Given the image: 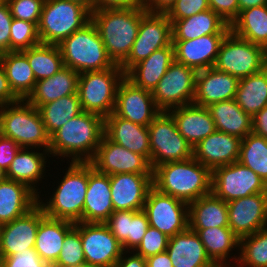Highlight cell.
<instances>
[{"label": "cell", "mask_w": 267, "mask_h": 267, "mask_svg": "<svg viewBox=\"0 0 267 267\" xmlns=\"http://www.w3.org/2000/svg\"><path fill=\"white\" fill-rule=\"evenodd\" d=\"M144 7L96 8L91 21L96 26L109 58L121 65L129 56L138 35Z\"/></svg>", "instance_id": "obj_1"}, {"label": "cell", "mask_w": 267, "mask_h": 267, "mask_svg": "<svg viewBox=\"0 0 267 267\" xmlns=\"http://www.w3.org/2000/svg\"><path fill=\"white\" fill-rule=\"evenodd\" d=\"M153 187L190 203L212 193V171L193 157L160 164L153 169Z\"/></svg>", "instance_id": "obj_2"}, {"label": "cell", "mask_w": 267, "mask_h": 267, "mask_svg": "<svg viewBox=\"0 0 267 267\" xmlns=\"http://www.w3.org/2000/svg\"><path fill=\"white\" fill-rule=\"evenodd\" d=\"M104 134V118L83 111L50 137L49 153L60 157L71 156V162H90Z\"/></svg>", "instance_id": "obj_3"}, {"label": "cell", "mask_w": 267, "mask_h": 267, "mask_svg": "<svg viewBox=\"0 0 267 267\" xmlns=\"http://www.w3.org/2000/svg\"><path fill=\"white\" fill-rule=\"evenodd\" d=\"M0 133L21 148L37 150L44 147V152L49 151L50 136L41 114L26 99L0 106Z\"/></svg>", "instance_id": "obj_4"}, {"label": "cell", "mask_w": 267, "mask_h": 267, "mask_svg": "<svg viewBox=\"0 0 267 267\" xmlns=\"http://www.w3.org/2000/svg\"><path fill=\"white\" fill-rule=\"evenodd\" d=\"M61 180L49 202L38 200V204L47 217L73 223L83 222V207L88 186V162H70Z\"/></svg>", "instance_id": "obj_5"}, {"label": "cell", "mask_w": 267, "mask_h": 267, "mask_svg": "<svg viewBox=\"0 0 267 267\" xmlns=\"http://www.w3.org/2000/svg\"><path fill=\"white\" fill-rule=\"evenodd\" d=\"M64 66L79 74L113 68L96 26L90 21L82 29L73 32L59 45Z\"/></svg>", "instance_id": "obj_6"}, {"label": "cell", "mask_w": 267, "mask_h": 267, "mask_svg": "<svg viewBox=\"0 0 267 267\" xmlns=\"http://www.w3.org/2000/svg\"><path fill=\"white\" fill-rule=\"evenodd\" d=\"M91 21V12L70 0H45L38 36L42 44L59 45Z\"/></svg>", "instance_id": "obj_7"}, {"label": "cell", "mask_w": 267, "mask_h": 267, "mask_svg": "<svg viewBox=\"0 0 267 267\" xmlns=\"http://www.w3.org/2000/svg\"><path fill=\"white\" fill-rule=\"evenodd\" d=\"M124 77L125 73L120 65L81 73L78 80V95L82 110L97 114L104 119L112 114L117 89Z\"/></svg>", "instance_id": "obj_8"}, {"label": "cell", "mask_w": 267, "mask_h": 267, "mask_svg": "<svg viewBox=\"0 0 267 267\" xmlns=\"http://www.w3.org/2000/svg\"><path fill=\"white\" fill-rule=\"evenodd\" d=\"M213 67L240 79L260 72L267 67V62L262 46L230 31L220 45Z\"/></svg>", "instance_id": "obj_9"}, {"label": "cell", "mask_w": 267, "mask_h": 267, "mask_svg": "<svg viewBox=\"0 0 267 267\" xmlns=\"http://www.w3.org/2000/svg\"><path fill=\"white\" fill-rule=\"evenodd\" d=\"M152 169L168 162L183 161L193 157L192 146L179 133L172 116L160 112L148 126Z\"/></svg>", "instance_id": "obj_10"}, {"label": "cell", "mask_w": 267, "mask_h": 267, "mask_svg": "<svg viewBox=\"0 0 267 267\" xmlns=\"http://www.w3.org/2000/svg\"><path fill=\"white\" fill-rule=\"evenodd\" d=\"M172 43V23L166 13L146 12L141 20L138 35L128 58L120 65L126 74L134 65L149 57L154 51Z\"/></svg>", "instance_id": "obj_11"}, {"label": "cell", "mask_w": 267, "mask_h": 267, "mask_svg": "<svg viewBox=\"0 0 267 267\" xmlns=\"http://www.w3.org/2000/svg\"><path fill=\"white\" fill-rule=\"evenodd\" d=\"M262 192H267L265 181L239 161L212 171V193L227 203Z\"/></svg>", "instance_id": "obj_12"}, {"label": "cell", "mask_w": 267, "mask_h": 267, "mask_svg": "<svg viewBox=\"0 0 267 267\" xmlns=\"http://www.w3.org/2000/svg\"><path fill=\"white\" fill-rule=\"evenodd\" d=\"M196 73L194 68L174 61L152 92L161 111L192 104L195 97Z\"/></svg>", "instance_id": "obj_13"}, {"label": "cell", "mask_w": 267, "mask_h": 267, "mask_svg": "<svg viewBox=\"0 0 267 267\" xmlns=\"http://www.w3.org/2000/svg\"><path fill=\"white\" fill-rule=\"evenodd\" d=\"M143 211L149 226L172 237L188 228V203L163 194L152 187L146 197Z\"/></svg>", "instance_id": "obj_14"}, {"label": "cell", "mask_w": 267, "mask_h": 267, "mask_svg": "<svg viewBox=\"0 0 267 267\" xmlns=\"http://www.w3.org/2000/svg\"><path fill=\"white\" fill-rule=\"evenodd\" d=\"M90 163L98 172L109 176L120 173L153 174L150 162L144 156L111 141L105 134Z\"/></svg>", "instance_id": "obj_15"}, {"label": "cell", "mask_w": 267, "mask_h": 267, "mask_svg": "<svg viewBox=\"0 0 267 267\" xmlns=\"http://www.w3.org/2000/svg\"><path fill=\"white\" fill-rule=\"evenodd\" d=\"M80 235L88 264L113 267L124 252L122 244L104 223L80 222Z\"/></svg>", "instance_id": "obj_16"}, {"label": "cell", "mask_w": 267, "mask_h": 267, "mask_svg": "<svg viewBox=\"0 0 267 267\" xmlns=\"http://www.w3.org/2000/svg\"><path fill=\"white\" fill-rule=\"evenodd\" d=\"M160 112L152 92L135 86L124 77L117 89L113 111L116 116L148 127Z\"/></svg>", "instance_id": "obj_17"}, {"label": "cell", "mask_w": 267, "mask_h": 267, "mask_svg": "<svg viewBox=\"0 0 267 267\" xmlns=\"http://www.w3.org/2000/svg\"><path fill=\"white\" fill-rule=\"evenodd\" d=\"M229 228L241 239L267 227V192L227 203Z\"/></svg>", "instance_id": "obj_18"}, {"label": "cell", "mask_w": 267, "mask_h": 267, "mask_svg": "<svg viewBox=\"0 0 267 267\" xmlns=\"http://www.w3.org/2000/svg\"><path fill=\"white\" fill-rule=\"evenodd\" d=\"M45 216L42 207L37 204L23 216L0 225V255L8 257L34 249L39 223Z\"/></svg>", "instance_id": "obj_19"}, {"label": "cell", "mask_w": 267, "mask_h": 267, "mask_svg": "<svg viewBox=\"0 0 267 267\" xmlns=\"http://www.w3.org/2000/svg\"><path fill=\"white\" fill-rule=\"evenodd\" d=\"M153 187V174L120 173L110 175L111 200L114 211H141Z\"/></svg>", "instance_id": "obj_20"}, {"label": "cell", "mask_w": 267, "mask_h": 267, "mask_svg": "<svg viewBox=\"0 0 267 267\" xmlns=\"http://www.w3.org/2000/svg\"><path fill=\"white\" fill-rule=\"evenodd\" d=\"M239 78L214 67L196 73L193 104L208 107L221 101L235 99Z\"/></svg>", "instance_id": "obj_21"}, {"label": "cell", "mask_w": 267, "mask_h": 267, "mask_svg": "<svg viewBox=\"0 0 267 267\" xmlns=\"http://www.w3.org/2000/svg\"><path fill=\"white\" fill-rule=\"evenodd\" d=\"M241 140L216 130L193 148V158L213 171L215 168L238 161Z\"/></svg>", "instance_id": "obj_22"}, {"label": "cell", "mask_w": 267, "mask_h": 267, "mask_svg": "<svg viewBox=\"0 0 267 267\" xmlns=\"http://www.w3.org/2000/svg\"><path fill=\"white\" fill-rule=\"evenodd\" d=\"M226 35L212 34L191 40H172L175 61L196 71L213 67Z\"/></svg>", "instance_id": "obj_23"}, {"label": "cell", "mask_w": 267, "mask_h": 267, "mask_svg": "<svg viewBox=\"0 0 267 267\" xmlns=\"http://www.w3.org/2000/svg\"><path fill=\"white\" fill-rule=\"evenodd\" d=\"M113 212L110 176L98 172L88 162V186L83 207V222L105 223Z\"/></svg>", "instance_id": "obj_24"}, {"label": "cell", "mask_w": 267, "mask_h": 267, "mask_svg": "<svg viewBox=\"0 0 267 267\" xmlns=\"http://www.w3.org/2000/svg\"><path fill=\"white\" fill-rule=\"evenodd\" d=\"M167 112L174 119L179 133L192 148L216 131L215 123L207 107L192 103L172 108Z\"/></svg>", "instance_id": "obj_25"}, {"label": "cell", "mask_w": 267, "mask_h": 267, "mask_svg": "<svg viewBox=\"0 0 267 267\" xmlns=\"http://www.w3.org/2000/svg\"><path fill=\"white\" fill-rule=\"evenodd\" d=\"M105 135L113 142L151 160L150 136L147 126L133 123L114 113L104 119Z\"/></svg>", "instance_id": "obj_26"}, {"label": "cell", "mask_w": 267, "mask_h": 267, "mask_svg": "<svg viewBox=\"0 0 267 267\" xmlns=\"http://www.w3.org/2000/svg\"><path fill=\"white\" fill-rule=\"evenodd\" d=\"M166 251L173 267H218L207 255L198 234L190 228L170 237Z\"/></svg>", "instance_id": "obj_27"}, {"label": "cell", "mask_w": 267, "mask_h": 267, "mask_svg": "<svg viewBox=\"0 0 267 267\" xmlns=\"http://www.w3.org/2000/svg\"><path fill=\"white\" fill-rule=\"evenodd\" d=\"M174 61V46L171 43L167 47L154 51L149 57L134 65L125 74V77L135 86L153 92Z\"/></svg>", "instance_id": "obj_28"}, {"label": "cell", "mask_w": 267, "mask_h": 267, "mask_svg": "<svg viewBox=\"0 0 267 267\" xmlns=\"http://www.w3.org/2000/svg\"><path fill=\"white\" fill-rule=\"evenodd\" d=\"M39 196L23 183L0 181V225L21 217L38 204Z\"/></svg>", "instance_id": "obj_29"}, {"label": "cell", "mask_w": 267, "mask_h": 267, "mask_svg": "<svg viewBox=\"0 0 267 267\" xmlns=\"http://www.w3.org/2000/svg\"><path fill=\"white\" fill-rule=\"evenodd\" d=\"M115 238L122 244L124 251H134L141 243L149 227L146 213L141 211H114L104 223Z\"/></svg>", "instance_id": "obj_30"}, {"label": "cell", "mask_w": 267, "mask_h": 267, "mask_svg": "<svg viewBox=\"0 0 267 267\" xmlns=\"http://www.w3.org/2000/svg\"><path fill=\"white\" fill-rule=\"evenodd\" d=\"M79 75L75 70L64 66L53 76L37 81L26 100L39 108L61 97L73 95L78 92Z\"/></svg>", "instance_id": "obj_31"}, {"label": "cell", "mask_w": 267, "mask_h": 267, "mask_svg": "<svg viewBox=\"0 0 267 267\" xmlns=\"http://www.w3.org/2000/svg\"><path fill=\"white\" fill-rule=\"evenodd\" d=\"M229 32L230 25L211 9L172 23V40H191L205 35Z\"/></svg>", "instance_id": "obj_32"}, {"label": "cell", "mask_w": 267, "mask_h": 267, "mask_svg": "<svg viewBox=\"0 0 267 267\" xmlns=\"http://www.w3.org/2000/svg\"><path fill=\"white\" fill-rule=\"evenodd\" d=\"M75 223L45 216L39 223L34 249L49 266H52L62 250L66 234Z\"/></svg>", "instance_id": "obj_33"}, {"label": "cell", "mask_w": 267, "mask_h": 267, "mask_svg": "<svg viewBox=\"0 0 267 267\" xmlns=\"http://www.w3.org/2000/svg\"><path fill=\"white\" fill-rule=\"evenodd\" d=\"M229 227L227 202L213 193L188 203V228Z\"/></svg>", "instance_id": "obj_34"}, {"label": "cell", "mask_w": 267, "mask_h": 267, "mask_svg": "<svg viewBox=\"0 0 267 267\" xmlns=\"http://www.w3.org/2000/svg\"><path fill=\"white\" fill-rule=\"evenodd\" d=\"M207 108L216 130L241 139L252 132V116L245 113L235 99L213 103Z\"/></svg>", "instance_id": "obj_35"}, {"label": "cell", "mask_w": 267, "mask_h": 267, "mask_svg": "<svg viewBox=\"0 0 267 267\" xmlns=\"http://www.w3.org/2000/svg\"><path fill=\"white\" fill-rule=\"evenodd\" d=\"M28 150L29 148H21L17 152L5 173V178L25 184L39 196L35 183H38L45 176L43 175L47 162L45 160L49 151L40 153Z\"/></svg>", "instance_id": "obj_36"}, {"label": "cell", "mask_w": 267, "mask_h": 267, "mask_svg": "<svg viewBox=\"0 0 267 267\" xmlns=\"http://www.w3.org/2000/svg\"><path fill=\"white\" fill-rule=\"evenodd\" d=\"M0 62L13 92L20 99H26L36 83L27 57L21 51H9L0 55Z\"/></svg>", "instance_id": "obj_37"}, {"label": "cell", "mask_w": 267, "mask_h": 267, "mask_svg": "<svg viewBox=\"0 0 267 267\" xmlns=\"http://www.w3.org/2000/svg\"><path fill=\"white\" fill-rule=\"evenodd\" d=\"M195 231L203 243L209 258L218 267L227 266L229 253L233 248L240 246V238L229 227H209L207 229H191ZM227 258V259H226Z\"/></svg>", "instance_id": "obj_38"}, {"label": "cell", "mask_w": 267, "mask_h": 267, "mask_svg": "<svg viewBox=\"0 0 267 267\" xmlns=\"http://www.w3.org/2000/svg\"><path fill=\"white\" fill-rule=\"evenodd\" d=\"M230 31L244 40L264 47L267 43V5L240 11L230 25Z\"/></svg>", "instance_id": "obj_39"}, {"label": "cell", "mask_w": 267, "mask_h": 267, "mask_svg": "<svg viewBox=\"0 0 267 267\" xmlns=\"http://www.w3.org/2000/svg\"><path fill=\"white\" fill-rule=\"evenodd\" d=\"M235 100L252 117L267 106V67L239 79Z\"/></svg>", "instance_id": "obj_40"}, {"label": "cell", "mask_w": 267, "mask_h": 267, "mask_svg": "<svg viewBox=\"0 0 267 267\" xmlns=\"http://www.w3.org/2000/svg\"><path fill=\"white\" fill-rule=\"evenodd\" d=\"M38 110L50 137L69 120L83 112L78 92L43 104Z\"/></svg>", "instance_id": "obj_41"}, {"label": "cell", "mask_w": 267, "mask_h": 267, "mask_svg": "<svg viewBox=\"0 0 267 267\" xmlns=\"http://www.w3.org/2000/svg\"><path fill=\"white\" fill-rule=\"evenodd\" d=\"M21 52L27 57L36 82L53 76L64 67L58 45L40 43Z\"/></svg>", "instance_id": "obj_42"}, {"label": "cell", "mask_w": 267, "mask_h": 267, "mask_svg": "<svg viewBox=\"0 0 267 267\" xmlns=\"http://www.w3.org/2000/svg\"><path fill=\"white\" fill-rule=\"evenodd\" d=\"M238 161L253 170L267 184V138L254 132L241 140Z\"/></svg>", "instance_id": "obj_43"}, {"label": "cell", "mask_w": 267, "mask_h": 267, "mask_svg": "<svg viewBox=\"0 0 267 267\" xmlns=\"http://www.w3.org/2000/svg\"><path fill=\"white\" fill-rule=\"evenodd\" d=\"M238 249L240 256H234L238 267H267V227L241 238Z\"/></svg>", "instance_id": "obj_44"}, {"label": "cell", "mask_w": 267, "mask_h": 267, "mask_svg": "<svg viewBox=\"0 0 267 267\" xmlns=\"http://www.w3.org/2000/svg\"><path fill=\"white\" fill-rule=\"evenodd\" d=\"M85 262L80 235V222L66 234L57 261L51 267H78Z\"/></svg>", "instance_id": "obj_45"}, {"label": "cell", "mask_w": 267, "mask_h": 267, "mask_svg": "<svg viewBox=\"0 0 267 267\" xmlns=\"http://www.w3.org/2000/svg\"><path fill=\"white\" fill-rule=\"evenodd\" d=\"M38 27L29 21L13 18L10 27V51H22L40 44Z\"/></svg>", "instance_id": "obj_46"}, {"label": "cell", "mask_w": 267, "mask_h": 267, "mask_svg": "<svg viewBox=\"0 0 267 267\" xmlns=\"http://www.w3.org/2000/svg\"><path fill=\"white\" fill-rule=\"evenodd\" d=\"M13 18L34 23L37 27L45 0H5Z\"/></svg>", "instance_id": "obj_47"}, {"label": "cell", "mask_w": 267, "mask_h": 267, "mask_svg": "<svg viewBox=\"0 0 267 267\" xmlns=\"http://www.w3.org/2000/svg\"><path fill=\"white\" fill-rule=\"evenodd\" d=\"M169 238L158 229L149 226L144 234L141 243L134 252L141 255L144 259L165 252L168 246Z\"/></svg>", "instance_id": "obj_48"}, {"label": "cell", "mask_w": 267, "mask_h": 267, "mask_svg": "<svg viewBox=\"0 0 267 267\" xmlns=\"http://www.w3.org/2000/svg\"><path fill=\"white\" fill-rule=\"evenodd\" d=\"M210 9L208 0H176L166 13L171 23Z\"/></svg>", "instance_id": "obj_49"}, {"label": "cell", "mask_w": 267, "mask_h": 267, "mask_svg": "<svg viewBox=\"0 0 267 267\" xmlns=\"http://www.w3.org/2000/svg\"><path fill=\"white\" fill-rule=\"evenodd\" d=\"M3 267H51L41 259L35 249H26L3 257Z\"/></svg>", "instance_id": "obj_50"}, {"label": "cell", "mask_w": 267, "mask_h": 267, "mask_svg": "<svg viewBox=\"0 0 267 267\" xmlns=\"http://www.w3.org/2000/svg\"><path fill=\"white\" fill-rule=\"evenodd\" d=\"M211 10L217 13L229 25L239 15L238 0H208Z\"/></svg>", "instance_id": "obj_51"}, {"label": "cell", "mask_w": 267, "mask_h": 267, "mask_svg": "<svg viewBox=\"0 0 267 267\" xmlns=\"http://www.w3.org/2000/svg\"><path fill=\"white\" fill-rule=\"evenodd\" d=\"M12 15L6 2L0 6V55L10 51Z\"/></svg>", "instance_id": "obj_52"}, {"label": "cell", "mask_w": 267, "mask_h": 267, "mask_svg": "<svg viewBox=\"0 0 267 267\" xmlns=\"http://www.w3.org/2000/svg\"><path fill=\"white\" fill-rule=\"evenodd\" d=\"M21 147L11 138L0 133V169L6 173Z\"/></svg>", "instance_id": "obj_53"}, {"label": "cell", "mask_w": 267, "mask_h": 267, "mask_svg": "<svg viewBox=\"0 0 267 267\" xmlns=\"http://www.w3.org/2000/svg\"><path fill=\"white\" fill-rule=\"evenodd\" d=\"M19 100L20 98L11 89L5 70L0 62V106L14 103Z\"/></svg>", "instance_id": "obj_54"}, {"label": "cell", "mask_w": 267, "mask_h": 267, "mask_svg": "<svg viewBox=\"0 0 267 267\" xmlns=\"http://www.w3.org/2000/svg\"><path fill=\"white\" fill-rule=\"evenodd\" d=\"M136 8L144 7V0H94L96 8Z\"/></svg>", "instance_id": "obj_55"}, {"label": "cell", "mask_w": 267, "mask_h": 267, "mask_svg": "<svg viewBox=\"0 0 267 267\" xmlns=\"http://www.w3.org/2000/svg\"><path fill=\"white\" fill-rule=\"evenodd\" d=\"M252 132L267 138V106L252 117Z\"/></svg>", "instance_id": "obj_56"}, {"label": "cell", "mask_w": 267, "mask_h": 267, "mask_svg": "<svg viewBox=\"0 0 267 267\" xmlns=\"http://www.w3.org/2000/svg\"><path fill=\"white\" fill-rule=\"evenodd\" d=\"M132 252L133 255L125 257L127 253L131 252L124 251L113 267H146V260L141 255Z\"/></svg>", "instance_id": "obj_57"}, {"label": "cell", "mask_w": 267, "mask_h": 267, "mask_svg": "<svg viewBox=\"0 0 267 267\" xmlns=\"http://www.w3.org/2000/svg\"><path fill=\"white\" fill-rule=\"evenodd\" d=\"M176 0H144V8L152 13H167Z\"/></svg>", "instance_id": "obj_58"}, {"label": "cell", "mask_w": 267, "mask_h": 267, "mask_svg": "<svg viewBox=\"0 0 267 267\" xmlns=\"http://www.w3.org/2000/svg\"><path fill=\"white\" fill-rule=\"evenodd\" d=\"M146 267H173L167 251L145 259Z\"/></svg>", "instance_id": "obj_59"}, {"label": "cell", "mask_w": 267, "mask_h": 267, "mask_svg": "<svg viewBox=\"0 0 267 267\" xmlns=\"http://www.w3.org/2000/svg\"><path fill=\"white\" fill-rule=\"evenodd\" d=\"M239 12L255 6L267 5V0H238Z\"/></svg>", "instance_id": "obj_60"}, {"label": "cell", "mask_w": 267, "mask_h": 267, "mask_svg": "<svg viewBox=\"0 0 267 267\" xmlns=\"http://www.w3.org/2000/svg\"><path fill=\"white\" fill-rule=\"evenodd\" d=\"M86 7L91 13L94 11V0H70Z\"/></svg>", "instance_id": "obj_61"}, {"label": "cell", "mask_w": 267, "mask_h": 267, "mask_svg": "<svg viewBox=\"0 0 267 267\" xmlns=\"http://www.w3.org/2000/svg\"><path fill=\"white\" fill-rule=\"evenodd\" d=\"M78 267H101V266H97V265H93V264H88V263H84Z\"/></svg>", "instance_id": "obj_62"}, {"label": "cell", "mask_w": 267, "mask_h": 267, "mask_svg": "<svg viewBox=\"0 0 267 267\" xmlns=\"http://www.w3.org/2000/svg\"><path fill=\"white\" fill-rule=\"evenodd\" d=\"M263 51H264L265 60H266V62H267V43H266V45L263 47Z\"/></svg>", "instance_id": "obj_63"}, {"label": "cell", "mask_w": 267, "mask_h": 267, "mask_svg": "<svg viewBox=\"0 0 267 267\" xmlns=\"http://www.w3.org/2000/svg\"><path fill=\"white\" fill-rule=\"evenodd\" d=\"M5 178V173L0 169V181Z\"/></svg>", "instance_id": "obj_64"}, {"label": "cell", "mask_w": 267, "mask_h": 267, "mask_svg": "<svg viewBox=\"0 0 267 267\" xmlns=\"http://www.w3.org/2000/svg\"><path fill=\"white\" fill-rule=\"evenodd\" d=\"M0 267H3V257L0 255Z\"/></svg>", "instance_id": "obj_65"}, {"label": "cell", "mask_w": 267, "mask_h": 267, "mask_svg": "<svg viewBox=\"0 0 267 267\" xmlns=\"http://www.w3.org/2000/svg\"><path fill=\"white\" fill-rule=\"evenodd\" d=\"M5 2V0H0V6Z\"/></svg>", "instance_id": "obj_66"}]
</instances>
